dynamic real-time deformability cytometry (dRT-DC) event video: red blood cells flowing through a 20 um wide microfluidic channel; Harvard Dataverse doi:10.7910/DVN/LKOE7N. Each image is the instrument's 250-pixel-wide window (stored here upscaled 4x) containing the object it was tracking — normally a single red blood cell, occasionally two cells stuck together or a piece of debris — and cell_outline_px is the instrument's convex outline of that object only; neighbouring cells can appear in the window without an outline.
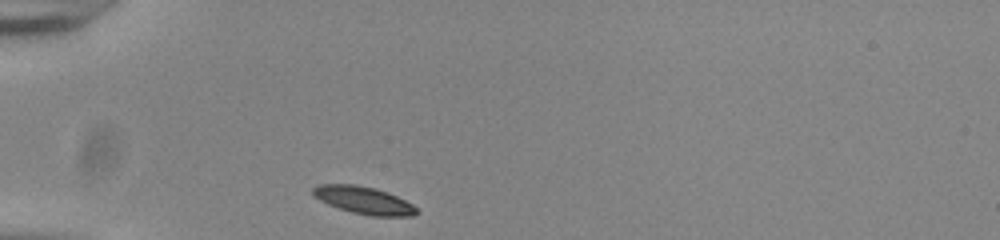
{"species": "common noctule bat (a hibernating species)", "species_latin": "Nyctalus noctula", "temperature_condition": "room temperature", "stored_images_in_passage": 30, "camera_frame_rate_fps": 3000, "um_per_image_px": 0.085, "animal": {"sex": "male", "body_mass_g": 20.0, "forearm_length_mm": 53.3}, "frame": {"image": 1, "passage_image": 1, "time_ms": 0.0, "image_size_px": [1000, 240], "cell_outline_px": [[420, 212], [412, 216], [372, 216], [352, 212], [328, 204], [312, 196], [312, 188], [320, 184], [356, 184], [376, 188], [388, 192], [412, 204]], "centroid_in_image_um": [30.91, 17.01], "position_along_channel_um": 54.1, "area_um2": 16.59}}
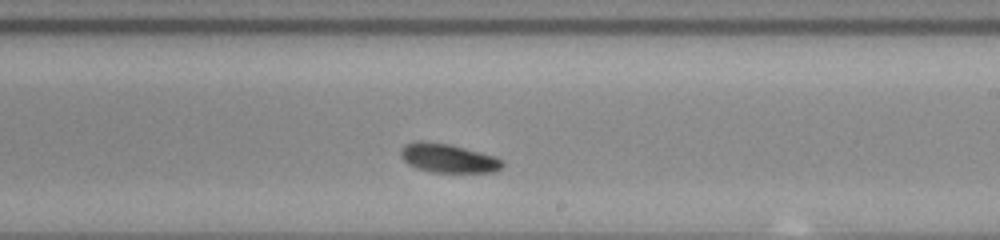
{"frame": {"image": 2, "passage_image": 18, "time_ms": 5.667, "image_size_px": [1000, 240], "cell_outline_px": [[504, 164], [496, 172], [432, 172], [416, 168], [408, 164], [400, 156], [400, 148], [404, 144], [416, 140], [420, 140], [448, 144], [496, 156], [504, 160]], "centroid_in_image_um": [38.07, 13.44], "position_along_channel_um": 250.9, "area_um2": 17.28}}
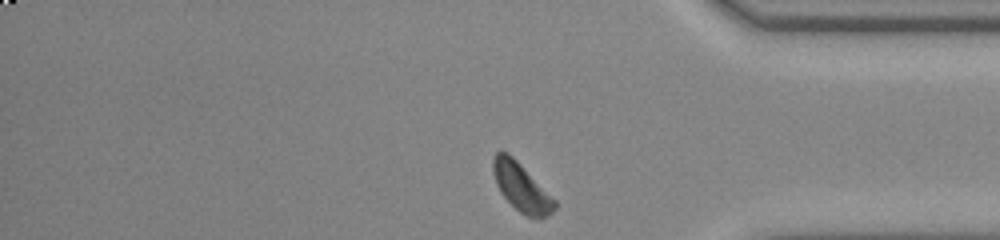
{"frame": {"image": 3, "passage_image": 30, "time_ms": 9.667, "image_size_px": [1000, 240], "cell_outline_px": [[556, 208], [548, 216], [528, 216], [520, 212], [500, 192], [496, 184], [492, 172], [492, 156], [496, 152], [508, 152], [556, 200]], "centroid_in_image_um": [44.29, 15.88], "position_along_channel_um": 390.9, "area_um2": 16.94}, "authors_computed_cell_mechanics": {"area_um2": 16.9354, "velocity_mm_per_s": 3.8008, "shape_relaxation_time_tau1_ms": 2.4971, "shape_relaxation_time_tau2_ms": 6.1304, "deformation_change_tau1": 0.0787, "deformation_change_tau2": 0.1166}}